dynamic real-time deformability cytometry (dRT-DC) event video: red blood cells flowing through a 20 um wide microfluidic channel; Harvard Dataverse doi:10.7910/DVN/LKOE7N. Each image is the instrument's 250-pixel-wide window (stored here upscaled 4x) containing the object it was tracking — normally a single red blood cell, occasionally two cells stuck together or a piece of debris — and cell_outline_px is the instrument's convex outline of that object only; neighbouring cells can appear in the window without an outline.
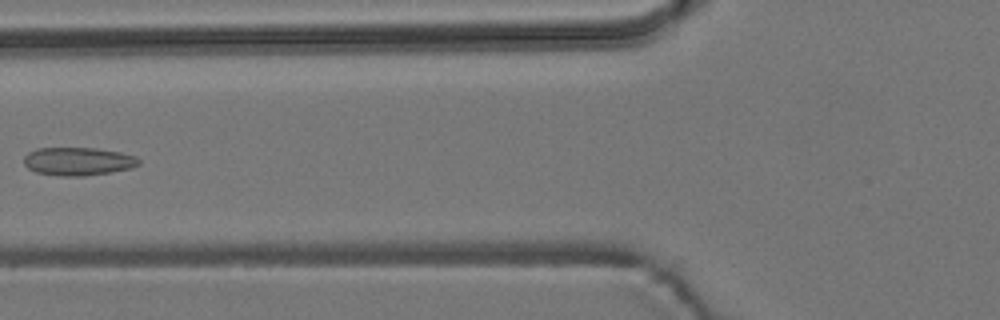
{"species": "common noctule bat (a hibernating species)", "species_latin": "Nyctalus noctula", "temperature_condition": "room temperature", "stored_images_in_passage": 7, "camera_frame_rate_fps": 3000, "um_per_image_px": 0.085, "animal": {"sex": "male", "body_mass_g": 19.2, "forearm_length_mm": 51.8}, "frame": {"image": 1, "passage_image": 6, "time_ms": 6.667, "image_size_px": [1000, 320], "cell_outline_px": [[140, 164], [132, 168], [84, 176], [60, 176], [36, 172], [28, 168], [24, 164], [24, 156], [28, 152], [36, 148], [96, 148], [120, 152], [136, 156], [140, 160]], "centroid_in_image_um": [6.63, 13.71], "position_along_channel_um": 119.2, "area_um2": 18.9}}
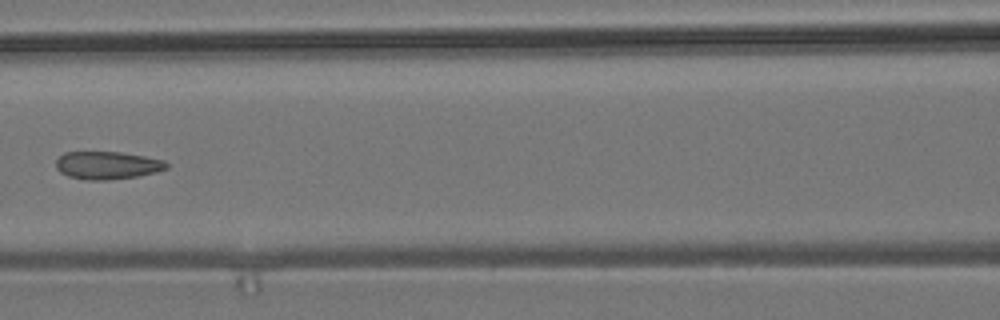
{"frame": {"image": 2, "passage_image": 7, "time_ms": 7.667, "image_size_px": [1000, 320], "cell_outline_px": [[168, 168], [156, 172], [136, 176], [108, 180], [84, 180], [68, 176], [60, 172], [56, 168], [56, 160], [64, 152], [120, 152], [144, 156], [164, 160], [168, 164]], "centroid_in_image_um": [9.1, 14.05], "position_along_channel_um": 157.5, "area_um2": 17.92}}